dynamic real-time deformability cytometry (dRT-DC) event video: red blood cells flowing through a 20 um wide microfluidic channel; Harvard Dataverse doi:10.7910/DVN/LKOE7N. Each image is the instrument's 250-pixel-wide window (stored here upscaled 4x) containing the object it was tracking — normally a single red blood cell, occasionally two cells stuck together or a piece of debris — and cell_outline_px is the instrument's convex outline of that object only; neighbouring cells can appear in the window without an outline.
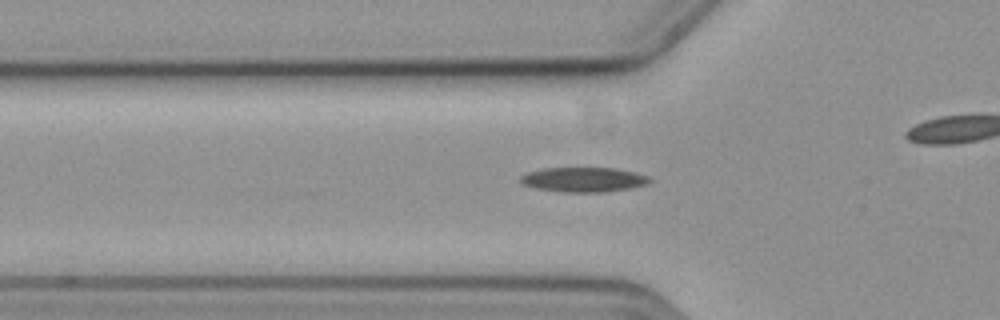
{"species": "common noctule bat (a hibernating species)", "species_latin": "Nyctalus noctula", "temperature_condition": "cold", "stored_images_in_passage": 37, "camera_frame_rate_fps": 3000, "um_per_image_px": 0.085, "animal": {"sex": "female", "body_mass_g": 19.3, "forearm_length_mm": 54.1}, "frame": {"image": 1, "passage_image": 10, "time_ms": 3.0, "image_size_px": [1000, 320], "cell_outline_px": [[652, 180], [648, 184], [632, 188], [604, 192], [560, 192], [536, 188], [520, 184], [520, 176], [528, 172], [544, 168], [616, 168], [636, 172], [648, 176]], "centroid_in_image_um": [49.62, 15.27], "position_along_channel_um": 76.2, "area_um2": 18.79}}
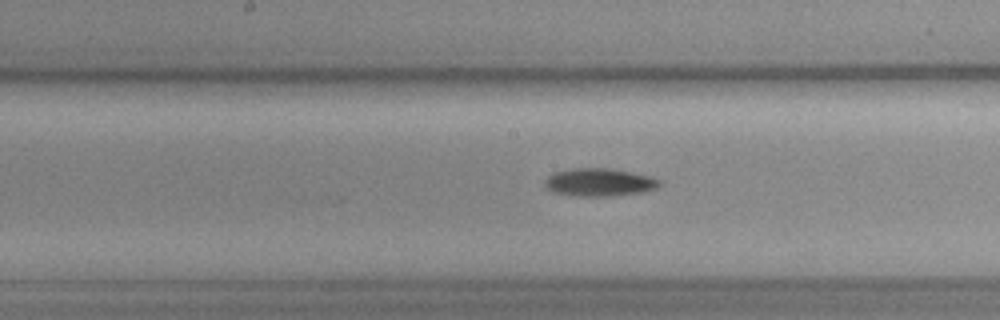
{"frame": {"image": 2, "passage_image": 20, "time_ms": 6.333, "image_size_px": [1000, 320], "cell_outline_px": [[660, 188], [644, 192], [616, 196], [572, 196], [552, 192], [544, 184], [544, 180], [548, 176], [556, 172], [572, 168], [612, 168], [652, 176], [660, 180]], "centroid_in_image_um": [50.99, 15.5], "position_along_channel_um": 197.2, "area_um2": 19.02}}
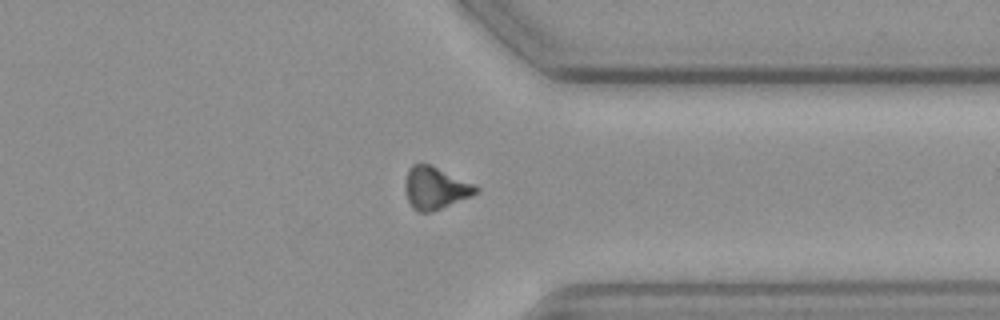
{"frame": {"image": 3, "passage_image": 35, "time_ms": 11.333, "image_size_px": [1000, 320], "cell_outline_px": [[480, 192], [472, 196], [432, 212], [420, 212], [412, 208], [408, 200], [404, 188], [408, 172], [412, 164], [432, 164], [480, 188]], "centroid_in_image_um": [37.01, 15.99], "position_along_channel_um": 374.4, "area_um2": 17.4}}